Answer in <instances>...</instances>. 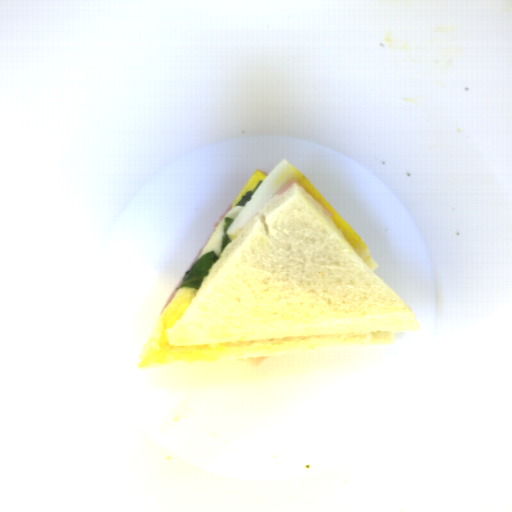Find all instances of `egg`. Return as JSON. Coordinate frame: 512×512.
I'll list each match as a JSON object with an SVG mask.
<instances>
[{
	"label": "egg",
	"instance_id": "obj_1",
	"mask_svg": "<svg viewBox=\"0 0 512 512\" xmlns=\"http://www.w3.org/2000/svg\"><path fill=\"white\" fill-rule=\"evenodd\" d=\"M292 179H295L303 187L306 193L310 194L318 203L321 200L325 210L332 213L330 216L338 230L349 242L360 258L374 271L379 265L372 257V253L362 238L333 208L324 196L314 185L290 162L282 160L261 183L254 192L249 202L243 207L238 216L227 229L226 233L230 240H234L244 229L245 225L260 211L269 204L273 197Z\"/></svg>",
	"mask_w": 512,
	"mask_h": 512
}]
</instances>
